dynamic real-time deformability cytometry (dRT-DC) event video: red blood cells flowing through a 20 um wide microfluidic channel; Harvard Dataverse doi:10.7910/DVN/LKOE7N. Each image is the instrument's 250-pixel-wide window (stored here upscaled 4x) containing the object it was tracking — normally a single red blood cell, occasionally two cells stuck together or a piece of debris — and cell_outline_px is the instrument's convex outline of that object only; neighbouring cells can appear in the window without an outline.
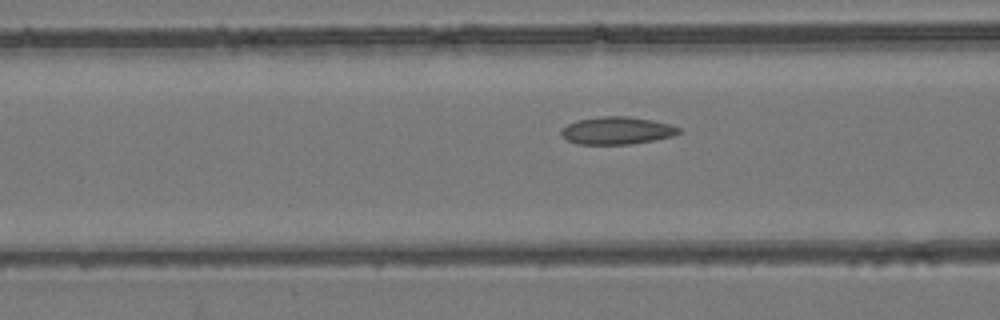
{"species": "common noctule bat (a hibernating species)", "species_latin": "Nyctalus noctula", "temperature_condition": "room temperature", "stored_images_in_passage": 47, "camera_frame_rate_fps": 3000, "um_per_image_px": 0.085, "animal": {"sex": "female", "body_mass_g": 24.6, "forearm_length_mm": 56.2}, "frame": {"image": 1, "passage_image": 22, "time_ms": 7.0, "image_size_px": [1000, 320], "cell_outline_px": [[684, 132], [672, 136], [656, 140], [632, 144], [580, 144], [568, 140], [560, 136], [560, 132], [568, 124], [576, 120], [600, 116], [628, 116], [652, 120], [668, 124], [680, 128]], "centroid_in_image_um": [52.46, 11.1], "position_along_channel_um": 114.1, "area_um2": 18.96}}
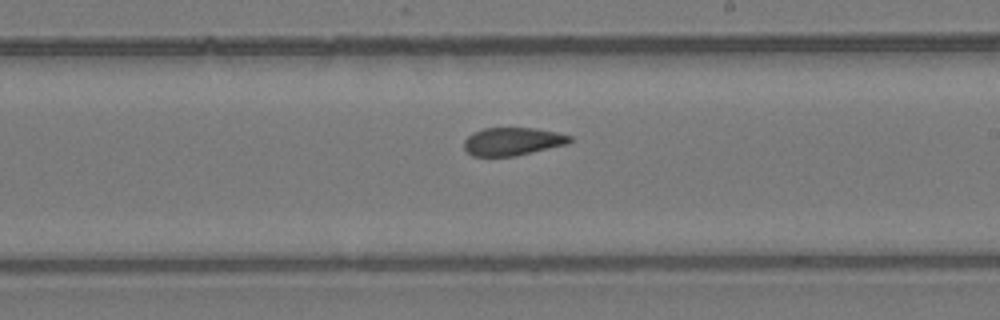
{"frame": {"image": 2, "passage_image": 32, "time_ms": 10.333, "image_size_px": [1000, 320], "cell_outline_px": [[572, 140], [568, 144], [516, 156], [472, 156], [464, 148], [464, 140], [472, 132], [484, 128], [536, 128], [556, 132], [572, 136]], "centroid_in_image_um": [43.57, 12.02], "position_along_channel_um": 245.4, "area_um2": 17.34}}
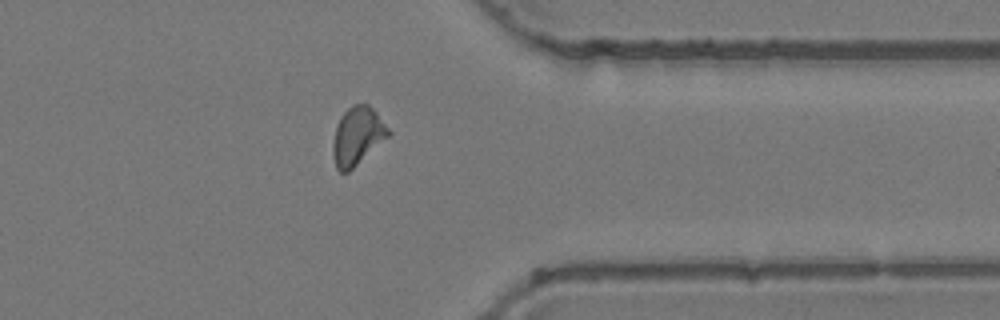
{"frame": {"image": 3, "passage_image": 43, "time_ms": 14.0, "image_size_px": [1000, 320], "cell_outline_px": [[392, 132], [388, 136], [348, 172], [340, 172], [336, 168], [332, 156], [332, 144], [336, 124], [340, 116], [352, 104], [368, 104], [376, 112]], "centroid_in_image_um": [30.34, 11.55], "position_along_channel_um": 381.1, "area_um2": 18.67}, "authors_computed_cell_mechanics": {"area_um2": 18.6694, "velocity_mm_per_s": 3.9424, "shape_relaxation_time_tau1_ms": null, "shape_relaxation_time_tau2_ms": 3.2323, "deformation_change_tau1": null, "deformation_change_tau2": 0.0947}}